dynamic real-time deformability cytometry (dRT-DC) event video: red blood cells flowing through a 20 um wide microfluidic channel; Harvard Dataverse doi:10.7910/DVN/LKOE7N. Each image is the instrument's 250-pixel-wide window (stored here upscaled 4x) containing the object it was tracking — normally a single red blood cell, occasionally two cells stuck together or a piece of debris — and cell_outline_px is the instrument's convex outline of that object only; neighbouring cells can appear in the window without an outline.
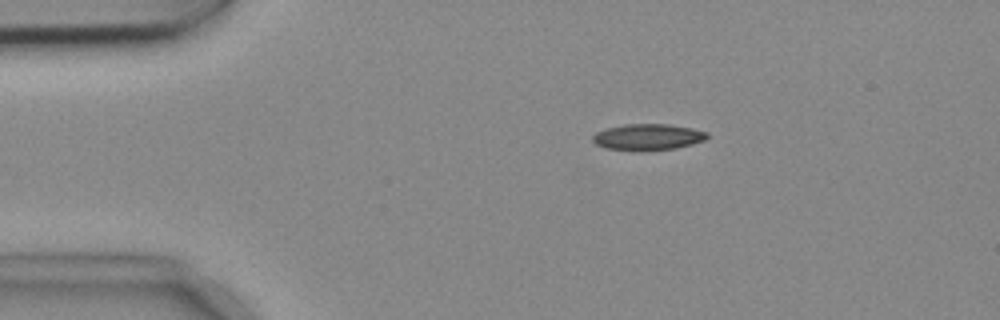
{"species": "common noctule bat (a hibernating species)", "species_latin": "Nyctalus noctula", "temperature_condition": "cold", "stored_images_in_passage": 48, "camera_frame_rate_fps": 3000, "um_per_image_px": 0.085, "animal": {"sex": "female", "body_mass_g": 18.4}, "frame": {"image": 1, "passage_image": 4, "time_ms": 1.0, "image_size_px": [1000, 320], "cell_outline_px": [[708, 136], [704, 140], [692, 144], [676, 148], [608, 148], [596, 144], [592, 140], [592, 136], [596, 132], [608, 128], [624, 124], [668, 124], [692, 128], [708, 132]], "centroid_in_image_um": [55.1, 11.59], "position_along_channel_um": 29.9, "area_um2": 16.65}}
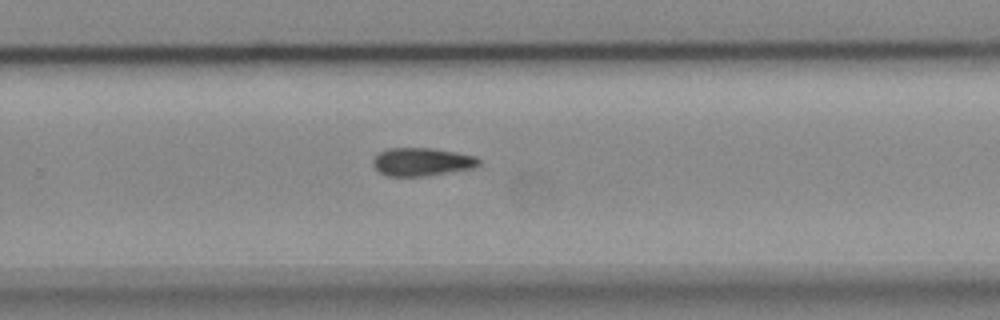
{"frame": {"image": 2, "passage_image": 29, "time_ms": 9.333, "image_size_px": [1000, 320], "cell_outline_px": [[480, 164], [472, 168], [424, 176], [388, 176], [380, 172], [372, 164], [372, 160], [380, 152], [388, 148], [432, 148], [456, 152], [476, 156], [480, 160]], "centroid_in_image_um": [35.85, 13.75], "position_along_channel_um": 293.9, "area_um2": 17.22}}
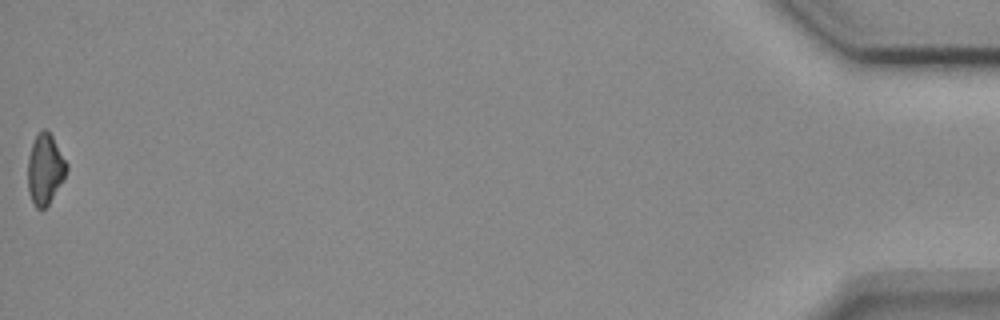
{"frame": {"image": 3, "passage_image": 48, "time_ms": 15.667, "image_size_px": [1000, 320], "cell_outline_px": [[68, 168], [64, 176], [48, 204], [44, 208], [36, 208], [28, 192], [28, 156], [32, 144], [36, 136], [44, 128], [52, 136], [68, 164]], "centroid_in_image_um": [3.82, 14.36], "position_along_channel_um": 431.4, "area_um2": 15.49}, "authors_computed_cell_mechanics": {"area_um2": 17.2244, "velocity_mm_per_s": 3.7395, "shape_relaxation_time_tau1_ms": 8.0971, "shape_relaxation_time_tau2_ms": null, "deformation_change_tau1": 0.1425, "deformation_change_tau2": null}}